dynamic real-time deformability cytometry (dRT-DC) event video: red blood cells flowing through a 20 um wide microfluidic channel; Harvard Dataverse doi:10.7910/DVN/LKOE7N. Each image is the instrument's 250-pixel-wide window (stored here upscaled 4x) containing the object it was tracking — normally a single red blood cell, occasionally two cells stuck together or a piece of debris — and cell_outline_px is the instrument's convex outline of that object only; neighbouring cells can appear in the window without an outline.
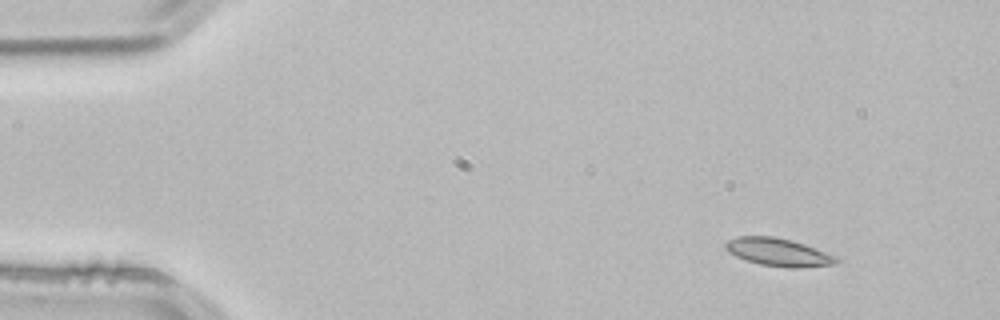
{"species": "common noctule bat (a hibernating species)", "species_latin": "Nyctalus noctula", "temperature_condition": "room temperature", "stored_images_in_passage": 8, "camera_frame_rate_fps": 3000, "um_per_image_px": 0.085, "animal": {"sex": "male", "body_mass_g": 21.5, "forearm_length_mm": 52.0}, "frame": {"image": 1, "passage_image": 1, "time_ms": 0.0, "image_size_px": [1000, 320], "cell_outline_px": [[840, 260], [836, 264], [800, 268], [788, 268], [760, 264], [736, 256], [728, 252], [724, 248], [724, 244], [728, 240], [736, 236], [772, 236], [792, 240], [804, 244], [836, 256]], "centroid_in_image_um": [66.16, 21.43], "position_along_channel_um": 18.8, "area_um2": 18.03}}